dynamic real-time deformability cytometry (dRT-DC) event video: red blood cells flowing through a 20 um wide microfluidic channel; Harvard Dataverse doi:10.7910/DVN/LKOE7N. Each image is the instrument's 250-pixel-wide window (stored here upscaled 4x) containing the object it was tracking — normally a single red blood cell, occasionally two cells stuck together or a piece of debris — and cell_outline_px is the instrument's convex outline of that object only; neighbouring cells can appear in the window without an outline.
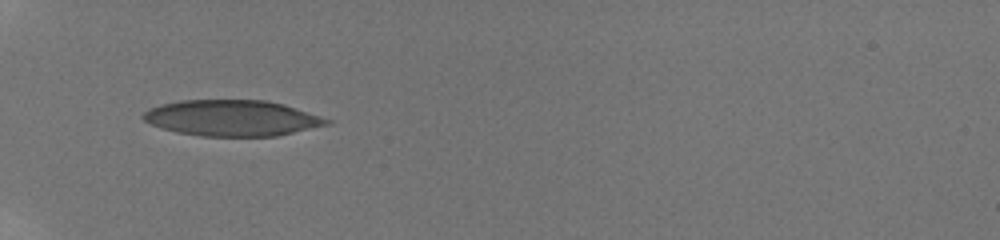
{"species": "human", "species_latin": "Homo sapiens", "temperature_condition": "room temperature", "stored_images_in_passage": 14, "camera_frame_rate_fps": 3000, "um_per_image_px": 0.085, "donor": {"sex": "male"}, "frame": {"image": 1, "passage_image": 1, "time_ms": 0.0, "image_size_px": [1000, 240], "cell_outline_px": [[332, 124], [276, 136], [200, 136], [176, 132], [152, 124], [144, 120], [140, 116], [148, 108], [160, 104], [180, 100], [268, 100], [284, 104], [332, 120]], "centroid_in_image_um": [19.73, 10.03], "position_along_channel_um": 65.3, "area_um2": 38.55}}
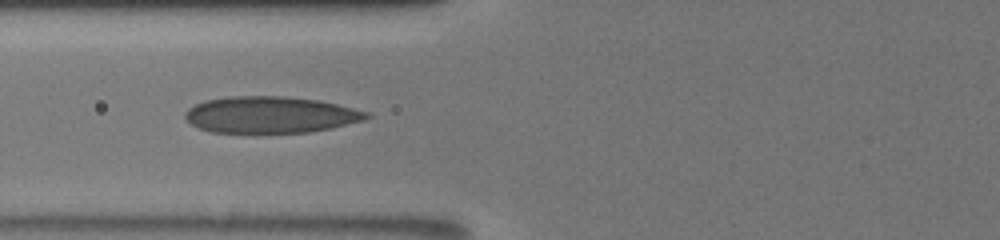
{"frame": {"image": 2, "passage_image": 4, "time_ms": 1.333, "image_size_px": [1000, 240], "cell_outline_px": [[372, 116], [364, 120], [332, 128], [308, 132], [212, 132], [200, 128], [192, 124], [184, 116], [184, 112], [188, 108], [204, 100], [228, 96], [284, 96], [316, 100], [336, 104], [368, 112]], "centroid_in_image_um": [22.98, 9.74], "position_along_channel_um": 102.8, "area_um2": 38.38}}
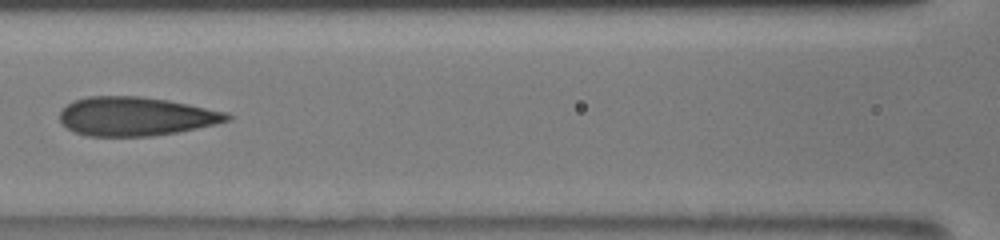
{"frame": {"image": 3, "passage_image": 7, "time_ms": 2.667, "image_size_px": [1000, 240], "cell_outline_px": [[232, 120], [216, 124], [176, 132], [152, 136], [88, 136], [72, 132], [60, 120], [60, 112], [68, 104], [76, 100], [88, 96], [140, 96], [168, 100], [228, 112], [232, 116]], "centroid_in_image_um": [11.56, 9.89], "position_along_channel_um": 155.0, "area_um2": 37.86}}